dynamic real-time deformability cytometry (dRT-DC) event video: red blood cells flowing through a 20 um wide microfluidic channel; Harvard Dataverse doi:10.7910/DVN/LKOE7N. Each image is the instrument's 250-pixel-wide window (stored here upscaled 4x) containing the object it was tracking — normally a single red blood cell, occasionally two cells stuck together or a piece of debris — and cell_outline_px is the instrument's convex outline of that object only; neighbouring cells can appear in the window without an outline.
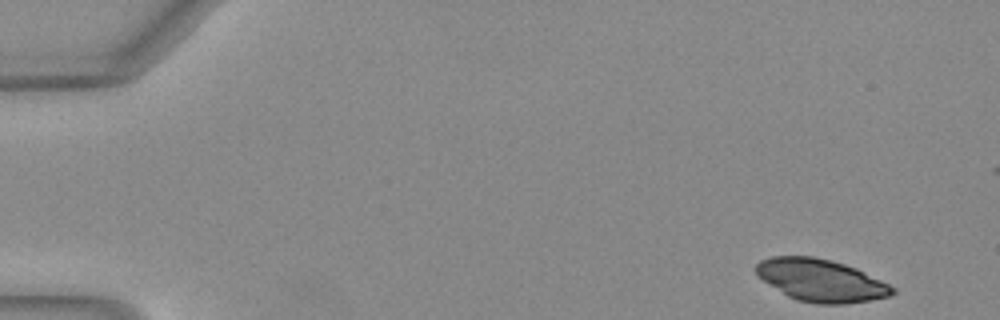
{"species": "Egyptian fruit bat (a non-hibernating species)", "species_latin": "Rousettus aegyptiacus", "temperature_condition": "warm", "stored_images_in_passage": 48, "camera_frame_rate_fps": 3000, "um_per_image_px": 0.085, "animal": {"sex": "female"}, "frame": {"image": 1, "passage_image": 1, "time_ms": 0.0, "image_size_px": [1000, 320], "cell_outline_px": [[896, 292], [888, 296], [868, 300], [844, 304], [816, 304], [796, 300], [788, 296], [764, 280], [756, 272], [756, 264], [760, 260], [772, 256], [812, 256], [844, 264], [856, 268], [896, 288]], "centroid_in_image_um": [69.78, 23.83], "position_along_channel_um": 15.2, "area_um2": 33.23}}